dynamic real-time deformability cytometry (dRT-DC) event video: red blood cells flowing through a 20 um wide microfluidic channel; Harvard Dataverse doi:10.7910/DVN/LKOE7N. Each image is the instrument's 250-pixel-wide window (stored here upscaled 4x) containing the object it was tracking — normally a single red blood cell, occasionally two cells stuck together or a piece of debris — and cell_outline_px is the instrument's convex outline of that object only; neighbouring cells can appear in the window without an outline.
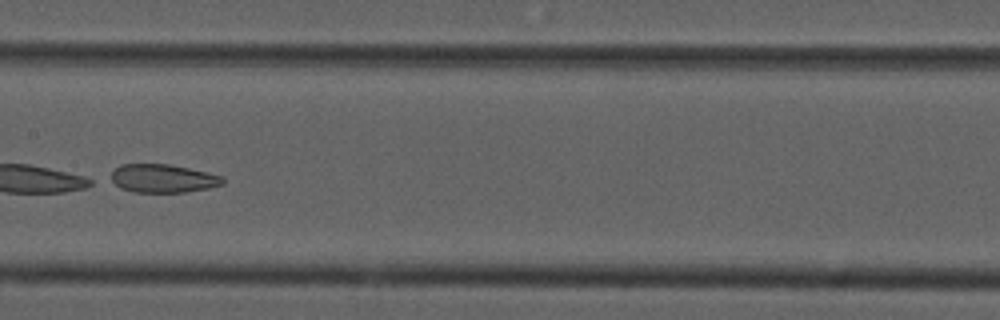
{"species": "common noctule bat (a hibernating species)", "species_latin": "Nyctalus noctula", "temperature_condition": "cold", "stored_images_in_passage": 7, "camera_frame_rate_fps": 3000, "um_per_image_px": 0.085, "animal": {"sex": "male", "forearm_length_mm": 52.5}, "frame": {"image": 1, "passage_image": 6, "time_ms": 1.667, "image_size_px": [1000, 320], "cell_outline_px": [[224, 184], [208, 188], [184, 192], [132, 192], [120, 188], [108, 180], [112, 172], [120, 164], [168, 164], [208, 172], [224, 176]], "centroid_in_image_um": [13.82, 15.17], "position_along_channel_um": 193.6, "area_um2": 18.67}}